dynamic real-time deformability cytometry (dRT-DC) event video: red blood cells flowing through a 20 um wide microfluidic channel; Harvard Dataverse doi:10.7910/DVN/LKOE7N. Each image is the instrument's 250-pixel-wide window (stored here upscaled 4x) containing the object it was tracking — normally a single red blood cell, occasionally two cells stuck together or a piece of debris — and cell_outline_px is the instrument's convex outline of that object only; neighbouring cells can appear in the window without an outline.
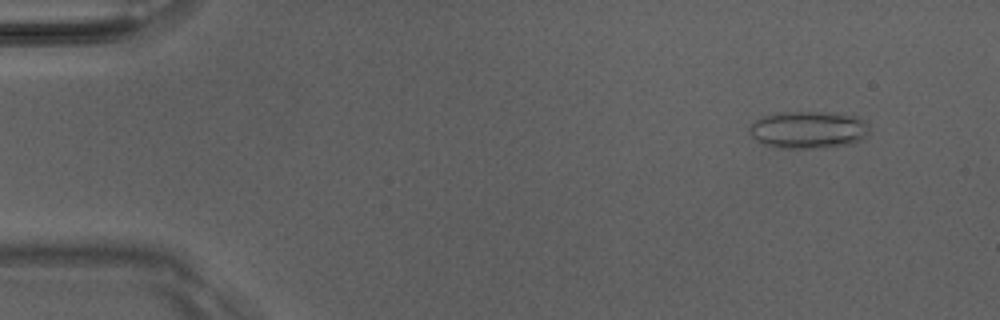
{"species": "Egyptian fruit bat (a non-hibernating species)", "species_latin": "Rousettus aegyptiacus", "temperature_condition": "room temperature", "stored_images_in_passage": 9, "camera_frame_rate_fps": 3000, "um_per_image_px": 0.085, "animal": {"sex": "male"}, "frame": {"image": 1, "passage_image": 5, "time_ms": 1.333, "image_size_px": [1000, 320], "cell_outline_px": [[868, 132], [860, 140], [848, 144], [808, 148], [780, 148], [760, 144], [752, 140], [748, 128], [756, 120], [764, 116], [780, 112], [832, 112], [860, 116], [864, 120], [868, 128]], "centroid_in_image_um": [68.66, 11.02], "position_along_channel_um": 16.3, "area_um2": 26.18}}